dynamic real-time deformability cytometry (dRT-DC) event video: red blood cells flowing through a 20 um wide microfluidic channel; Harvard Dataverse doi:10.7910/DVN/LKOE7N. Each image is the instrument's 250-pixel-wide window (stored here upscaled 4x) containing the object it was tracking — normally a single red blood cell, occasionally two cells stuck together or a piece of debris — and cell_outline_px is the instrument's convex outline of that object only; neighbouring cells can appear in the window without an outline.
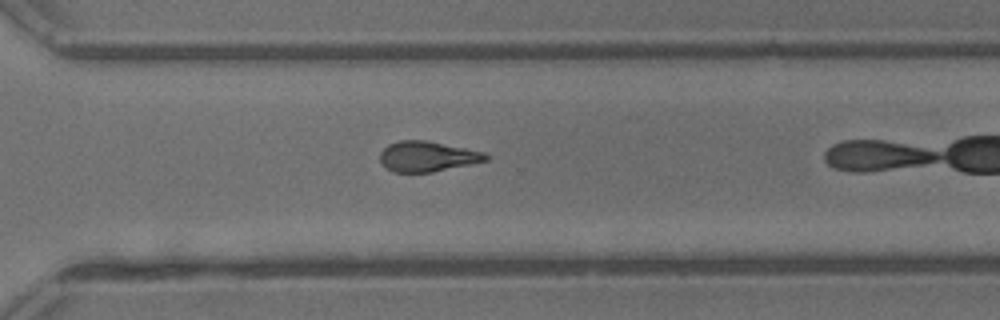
{"species": "common noctule bat (a hibernating species)", "species_latin": "Nyctalus noctula", "temperature_condition": "warm", "stored_images_in_passage": 23, "camera_frame_rate_fps": 3000, "um_per_image_px": 0.085, "animal": {"sex": "male", "body_mass_g": 13.3}, "frame": {"image": 1, "passage_image": 20, "time_ms": 6.333, "image_size_px": [1000, 320], "cell_outline_px": [[488, 160], [432, 172], [392, 172], [380, 164], [380, 152], [388, 144], [400, 140], [428, 140], [484, 152], [488, 156]], "centroid_in_image_um": [36.28, 13.29], "position_along_channel_um": 334.3, "area_um2": 18.73}}